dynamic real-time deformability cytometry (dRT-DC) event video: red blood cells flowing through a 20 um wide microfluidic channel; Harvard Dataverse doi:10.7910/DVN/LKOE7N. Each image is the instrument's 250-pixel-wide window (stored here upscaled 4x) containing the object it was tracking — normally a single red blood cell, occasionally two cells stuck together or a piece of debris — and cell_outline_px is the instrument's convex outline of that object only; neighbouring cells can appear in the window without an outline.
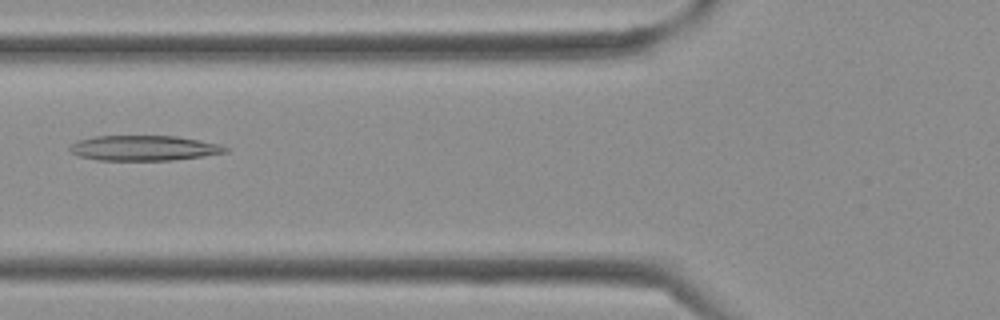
{"species": "Egyptian fruit bat (a non-hibernating species)", "species_latin": "Rousettus aegyptiacus", "temperature_condition": "cold", "stored_images_in_passage": 38, "camera_frame_rate_fps": 3000, "um_per_image_px": 0.085, "frame": {"image": 1, "passage_image": 14, "time_ms": 4.333, "image_size_px": [1000, 320], "cell_outline_px": [[232, 148], [228, 152], [172, 160], [96, 160], [80, 156], [72, 152], [68, 148], [72, 144], [80, 140], [96, 136], [176, 136], [200, 140], [220, 144]], "centroid_in_image_um": [12.28, 12.58], "position_along_channel_um": 113.5, "area_um2": 22.72}}
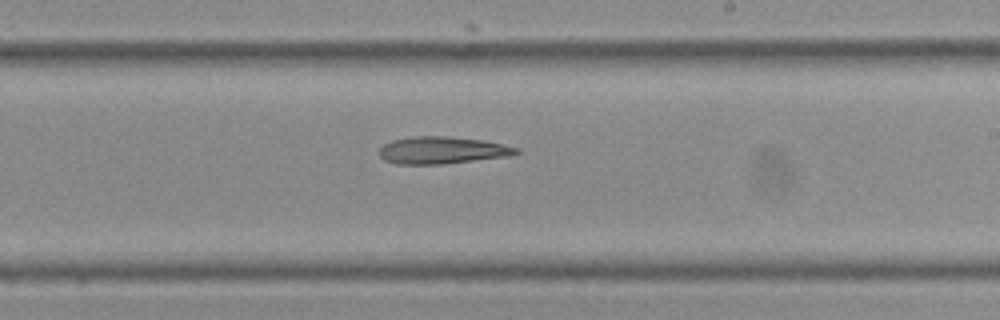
{"frame": {"image": 2, "passage_image": 22, "time_ms": 7.0, "image_size_px": [1000, 320], "cell_outline_px": [[520, 152], [508, 156], [444, 164], [396, 164], [384, 160], [380, 156], [380, 148], [384, 144], [392, 140], [412, 136], [448, 136], [484, 140], [520, 148]], "centroid_in_image_um": [37.58, 12.77], "position_along_channel_um": 251.4, "area_um2": 21.73}}
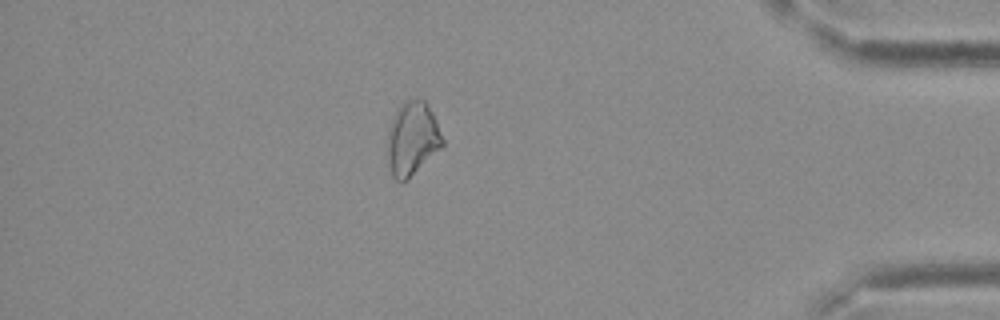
{"frame": {"image": 3, "passage_image": 33, "time_ms": 10.667, "image_size_px": [1000, 320], "cell_outline_px": [[444, 144], [408, 180], [400, 184], [392, 176], [388, 164], [388, 128], [400, 104], [404, 100], [424, 100], [428, 104], [436, 120], [444, 140]], "centroid_in_image_um": [35.04, 11.81], "position_along_channel_um": 400.2, "area_um2": 23.58}}